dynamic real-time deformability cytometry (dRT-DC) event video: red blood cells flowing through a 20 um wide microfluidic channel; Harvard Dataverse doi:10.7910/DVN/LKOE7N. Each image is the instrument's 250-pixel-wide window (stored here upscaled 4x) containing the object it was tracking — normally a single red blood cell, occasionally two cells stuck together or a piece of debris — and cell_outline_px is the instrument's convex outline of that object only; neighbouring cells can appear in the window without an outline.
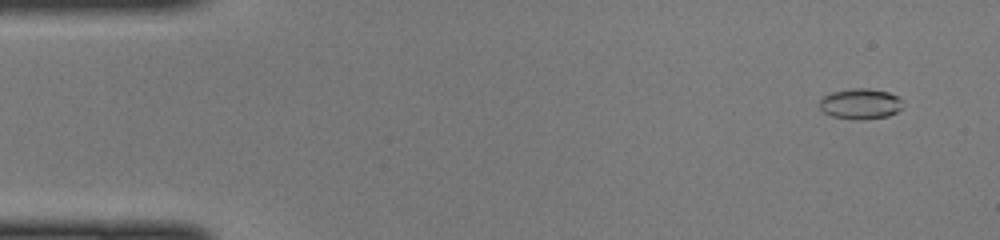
{"species": "common noctule bat (a hibernating species)", "species_latin": "Nyctalus noctula", "temperature_condition": "cold", "stored_images_in_passage": 47, "camera_frame_rate_fps": 3000, "um_per_image_px": 0.085, "animal": {"sex": "female", "body_mass_g": 22.0, "forearm_length_mm": 56.7}, "frame": {"image": 1, "passage_image": 3, "time_ms": 0.667, "image_size_px": [1000, 240], "cell_outline_px": [[900, 108], [896, 112], [888, 116], [860, 120], [832, 116], [824, 112], [820, 108], [820, 100], [824, 96], [832, 92], [852, 88], [868, 88], [888, 92], [900, 96]], "centroid_in_image_um": [73.12, 8.82], "position_along_channel_um": 11.9, "area_um2": 14.68}}
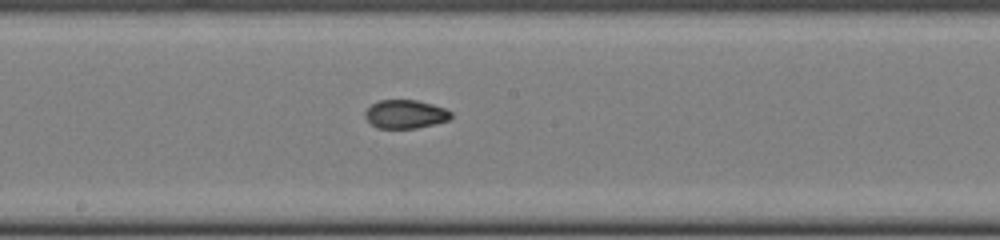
{"frame": {"image": 2, "passage_image": 25, "time_ms": 8.0, "image_size_px": [1000, 240], "cell_outline_px": [[452, 116], [448, 120], [416, 128], [376, 128], [364, 116], [364, 112], [372, 104], [380, 100], [416, 100], [432, 104], [444, 108], [452, 112]], "centroid_in_image_um": [34.44, 9.7], "position_along_channel_um": 213.8, "area_um2": 14.16}}
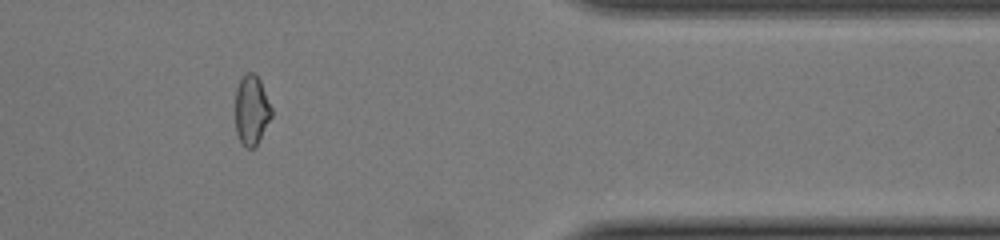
{"frame": {"image": 3, "passage_image": 39, "time_ms": 12.667, "image_size_px": [1000, 240], "cell_outline_px": [[272, 116], [256, 148], [248, 148], [240, 140], [236, 132], [236, 88], [244, 72], [252, 72], [260, 80], [272, 108]], "centroid_in_image_um": [21.39, 9.36], "position_along_channel_um": 390.0, "area_um2": 14.74}}